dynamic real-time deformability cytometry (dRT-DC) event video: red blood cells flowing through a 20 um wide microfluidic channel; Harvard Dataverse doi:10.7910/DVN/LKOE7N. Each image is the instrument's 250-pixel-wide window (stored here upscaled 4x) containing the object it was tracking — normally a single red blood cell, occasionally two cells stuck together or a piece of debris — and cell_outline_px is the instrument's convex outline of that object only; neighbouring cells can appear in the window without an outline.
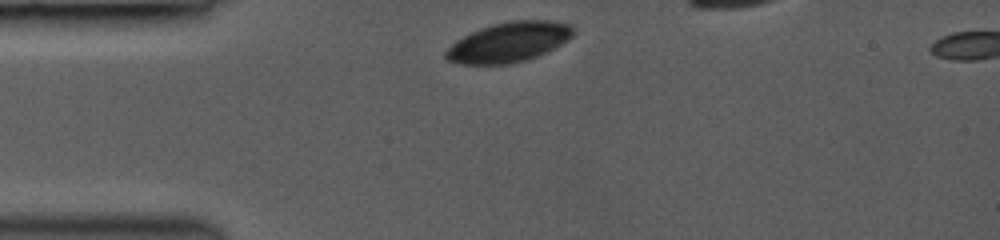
{"species": "common noctule bat (a hibernating species)", "species_latin": "Nyctalus noctula", "temperature_condition": "room temperature", "stored_images_in_passage": 3, "camera_frame_rate_fps": 3000, "um_per_image_px": 0.085, "animal": {"sex": "female", "body_mass_g": 19.0, "forearm_length_mm": 53.3}, "frame": {"image": 1, "passage_image": 1, "time_ms": 0.0, "image_size_px": [1000, 240], "cell_outline_px": [[572, 36], [568, 40], [536, 56], [512, 64], [456, 64], [444, 60], [444, 52], [456, 40], [480, 28], [492, 24], [512, 20], [552, 20], [568, 24], [572, 28]], "centroid_in_image_um": [43.18, 3.59], "position_along_channel_um": 41.8, "area_um2": 29.48}}